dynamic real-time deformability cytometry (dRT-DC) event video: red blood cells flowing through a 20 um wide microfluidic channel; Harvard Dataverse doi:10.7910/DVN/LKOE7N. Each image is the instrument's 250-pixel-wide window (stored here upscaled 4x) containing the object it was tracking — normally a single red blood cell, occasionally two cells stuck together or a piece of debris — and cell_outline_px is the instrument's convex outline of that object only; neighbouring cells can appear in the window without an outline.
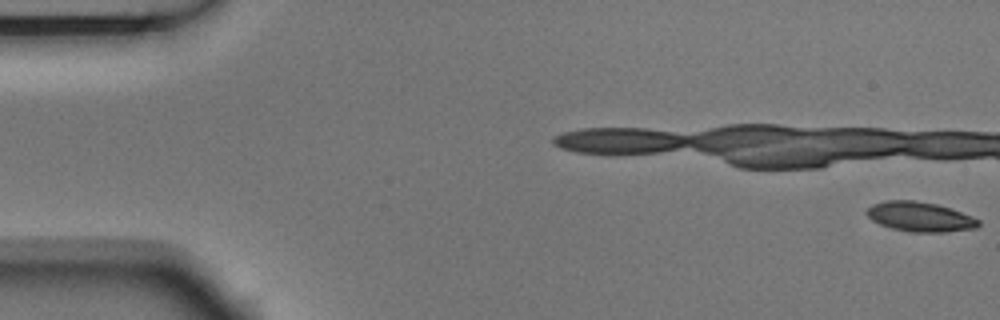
{"species": "Egyptian fruit bat (a non-hibernating species)", "species_latin": "Rousettus aegyptiacus", "temperature_condition": "room temperature", "stored_images_in_passage": 4, "camera_frame_rate_fps": 3000, "um_per_image_px": 0.085, "animal": {"sex": "male"}, "frame": {"image": 1, "passage_image": 1, "time_ms": 0.0, "image_size_px": [1000, 320], "cell_outline_px": [[980, 224], [976, 228], [944, 232], [912, 232], [892, 228], [880, 224], [872, 220], [864, 212], [872, 204], [888, 200], [912, 200], [936, 204], [972, 216], [980, 220]], "centroid_in_image_um": [78.18, 18.42], "position_along_channel_um": 6.8, "area_um2": 19.19}}